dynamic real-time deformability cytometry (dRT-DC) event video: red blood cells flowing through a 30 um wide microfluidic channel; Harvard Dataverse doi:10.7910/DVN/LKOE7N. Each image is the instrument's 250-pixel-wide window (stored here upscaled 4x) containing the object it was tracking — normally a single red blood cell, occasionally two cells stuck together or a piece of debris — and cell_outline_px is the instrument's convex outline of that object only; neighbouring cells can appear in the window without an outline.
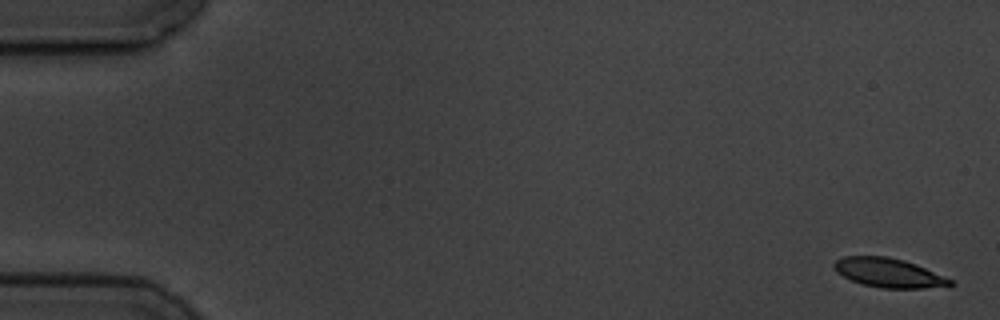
{"species": "common noctule bat (a hibernating species)", "species_latin": "Nyctalus noctula", "temperature_condition": "cold", "stored_images_in_passage": 5, "camera_frame_rate_fps": 3000, "um_per_image_px": 0.085, "animal": {"sex": "male", "body_mass_g": 19.5, "forearm_length_mm": 54.6}, "frame": {"image": 1, "passage_image": 1, "time_ms": 0.0, "image_size_px": [1000, 320], "cell_outline_px": [[956, 284], [948, 288], [884, 288], [864, 284], [852, 280], [836, 272], [832, 264], [836, 260], [844, 256], [888, 256], [904, 260], [916, 264], [952, 280]], "centroid_in_image_um": [75.59, 23.19], "position_along_channel_um": 9.4, "area_um2": 19.83}}
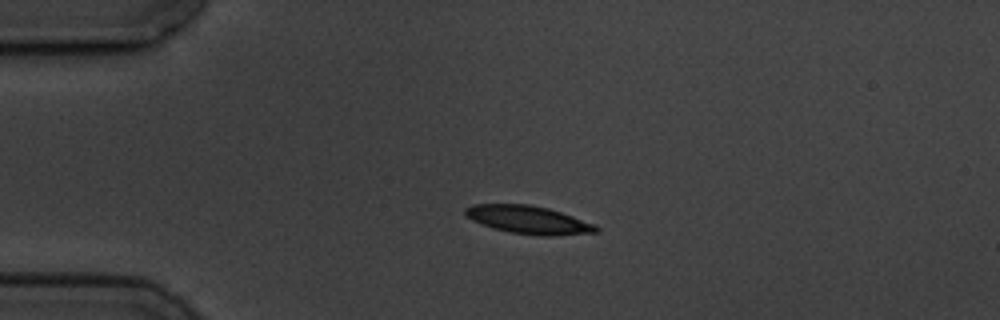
{"frame": {"image": 2, "passage_image": 4, "time_ms": 4.0, "image_size_px": [1000, 320], "cell_outline_px": [[600, 232], [552, 236], [540, 236], [512, 232], [492, 228], [480, 224], [464, 216], [464, 208], [472, 204], [528, 204], [548, 208], [596, 224], [600, 228]], "centroid_in_image_um": [44.91, 18.68], "position_along_channel_um": 40.1, "area_um2": 21.56}}